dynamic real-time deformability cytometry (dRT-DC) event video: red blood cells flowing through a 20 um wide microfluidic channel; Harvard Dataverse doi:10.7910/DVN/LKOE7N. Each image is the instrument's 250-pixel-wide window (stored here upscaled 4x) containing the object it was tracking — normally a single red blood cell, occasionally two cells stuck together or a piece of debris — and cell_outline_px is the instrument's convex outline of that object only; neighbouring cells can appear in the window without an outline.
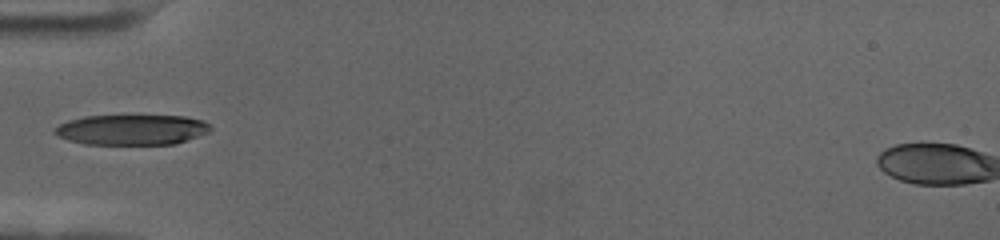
{"species": "human", "species_latin": "Homo sapiens", "temperature_condition": "cold", "stored_images_in_passage": 39, "camera_frame_rate_fps": 3000, "um_per_image_px": 0.085, "donor": {"sex": "female"}, "frame": {"image": 1, "passage_image": 1, "time_ms": 0.0, "image_size_px": [1000, 240], "cell_outline_px": [[212, 128], [208, 132], [188, 140], [176, 144], [84, 144], [68, 140], [52, 132], [60, 124], [68, 120], [84, 116], [184, 116], [204, 120]], "centroid_in_image_um": [11.22, 11.03], "position_along_channel_um": 73.8, "area_um2": 27.46}}
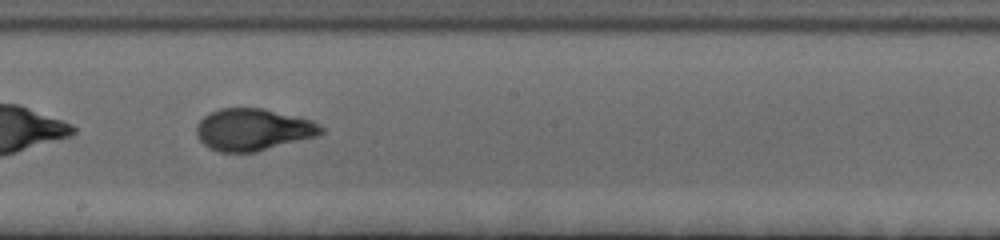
{"frame": {"image": 2, "passage_image": 14, "time_ms": 4.333, "image_size_px": [1000, 240], "cell_outline_px": [[324, 132], [316, 136], [256, 152], [220, 152], [208, 148], [200, 140], [196, 132], [196, 124], [204, 116], [220, 108], [264, 108], [312, 120], [324, 128]], "centroid_in_image_um": [21.5, 11.01], "position_along_channel_um": 226.7, "area_um2": 30.46}}
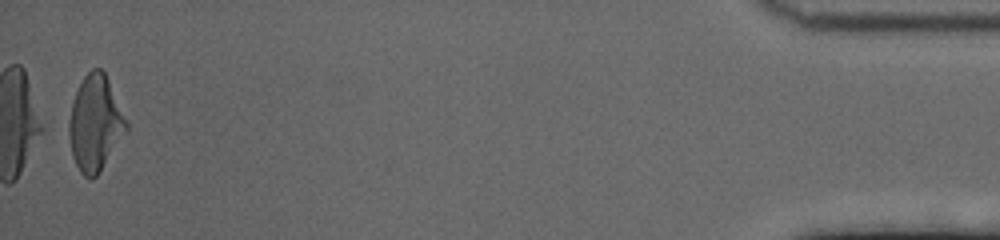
{"frame": {"image": 3, "passage_image": 38, "time_ms": 12.333, "image_size_px": [1000, 240], "cell_outline_px": [[128, 132], [100, 172], [96, 176], [88, 180], [80, 172], [72, 156], [68, 136], [68, 120], [72, 104], [76, 92], [84, 76], [92, 68], [100, 68], [104, 72], [128, 120]], "centroid_in_image_um": [8.11, 10.52], "position_along_channel_um": 427.1, "area_um2": 32.25}, "authors_computed_cell_mechanics": {"area_um2": 30.634, "velocity_mm_per_s": 3.5228, "shape_relaxation_time_tau1_ms": 3.8195, "shape_relaxation_time_tau2_ms": null, "deformation_change_tau1": 0.1842, "deformation_change_tau2": null}}